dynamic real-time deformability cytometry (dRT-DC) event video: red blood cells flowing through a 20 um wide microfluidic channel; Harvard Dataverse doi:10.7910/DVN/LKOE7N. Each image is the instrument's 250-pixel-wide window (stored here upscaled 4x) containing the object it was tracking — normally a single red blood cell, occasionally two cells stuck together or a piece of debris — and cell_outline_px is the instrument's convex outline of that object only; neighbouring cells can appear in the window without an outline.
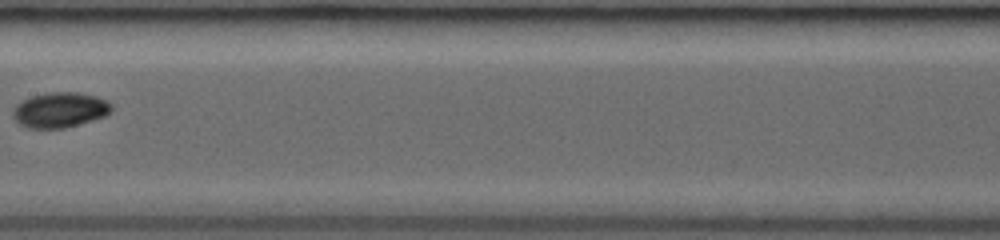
{"species": "common noctule bat (a hibernating species)", "species_latin": "Nyctalus noctula", "temperature_condition": "room temperature", "stored_images_in_passage": 11, "camera_frame_rate_fps": 3000, "um_per_image_px": 0.085, "animal": {"sex": "female", "body_mass_g": 19.0, "forearm_length_mm": 53.3}, "frame": {"image": 1, "passage_image": 11, "time_ms": 7.0, "image_size_px": [1000, 240], "cell_outline_px": [[112, 112], [104, 116], [92, 120], [64, 128], [28, 128], [20, 124], [12, 116], [12, 112], [16, 104], [32, 96], [48, 92], [80, 92], [96, 96], [108, 100], [112, 104]], "centroid_in_image_um": [5.12, 9.33], "position_along_channel_um": 202.3, "area_um2": 20.29}}